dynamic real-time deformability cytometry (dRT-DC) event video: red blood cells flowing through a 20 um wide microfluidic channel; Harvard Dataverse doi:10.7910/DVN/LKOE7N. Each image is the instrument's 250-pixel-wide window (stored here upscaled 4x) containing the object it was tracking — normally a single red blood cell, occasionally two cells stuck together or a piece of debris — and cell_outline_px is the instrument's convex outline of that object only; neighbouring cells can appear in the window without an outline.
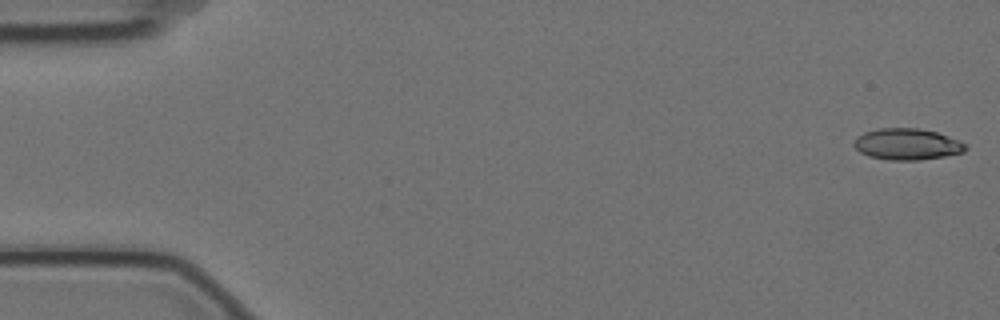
{"species": "Egyptian fruit bat (a non-hibernating species)", "species_latin": "Rousettus aegyptiacus", "temperature_condition": "cold", "stored_images_in_passage": 10, "camera_frame_rate_fps": 3000, "um_per_image_px": 0.085, "animal": {"sex": "female"}, "frame": {"image": 1, "passage_image": 1, "time_ms": 0.0, "image_size_px": [1000, 320], "cell_outline_px": [[968, 148], [964, 152], [944, 156], [920, 160], [888, 160], [868, 156], [860, 152], [852, 144], [856, 136], [864, 132], [880, 128], [916, 128], [936, 132], [968, 144]], "centroid_in_image_um": [77.08, 12.26], "position_along_channel_um": 7.9, "area_um2": 20.46}}
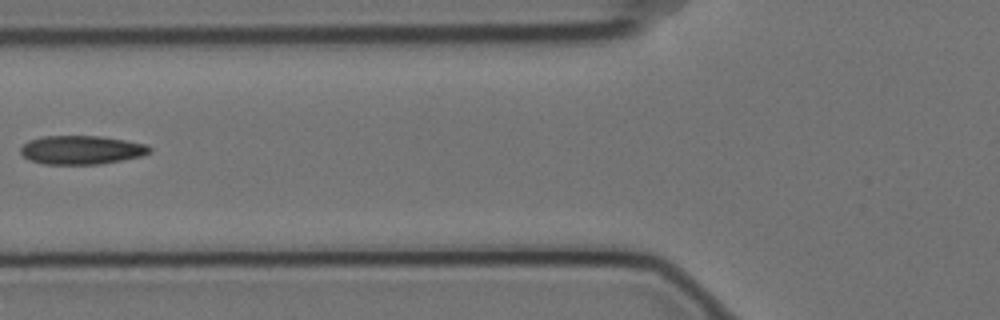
{"frame": {"image": 2, "passage_image": 6, "time_ms": 1.667, "image_size_px": [1000, 320], "cell_outline_px": [[152, 152], [140, 156], [100, 164], [44, 164], [28, 160], [20, 152], [20, 148], [28, 140], [44, 136], [100, 136], [148, 144], [152, 148]], "centroid_in_image_um": [6.92, 12.74], "position_along_channel_um": 118.9, "area_um2": 21.62}}
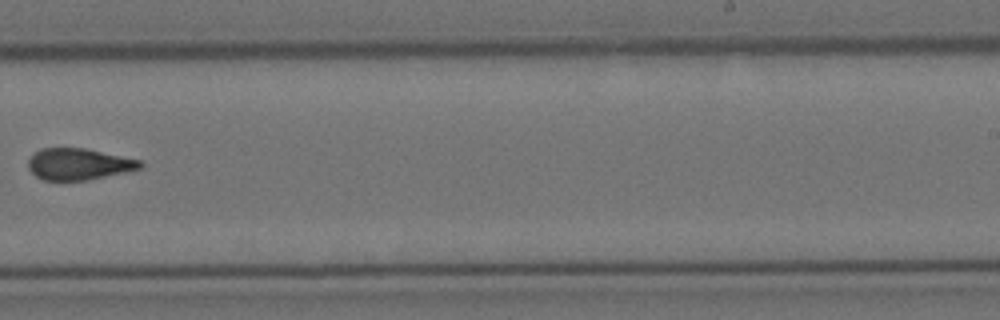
{"frame": {"image": 3, "passage_image": 10, "time_ms": 3.0, "image_size_px": [1000, 320], "cell_outline_px": [[144, 164], [140, 168], [124, 172], [84, 180], [44, 180], [36, 176], [28, 168], [28, 160], [40, 148], [84, 148], [140, 160]], "centroid_in_image_um": [6.66, 13.94], "position_along_channel_um": 282.3, "area_um2": 20.17}}